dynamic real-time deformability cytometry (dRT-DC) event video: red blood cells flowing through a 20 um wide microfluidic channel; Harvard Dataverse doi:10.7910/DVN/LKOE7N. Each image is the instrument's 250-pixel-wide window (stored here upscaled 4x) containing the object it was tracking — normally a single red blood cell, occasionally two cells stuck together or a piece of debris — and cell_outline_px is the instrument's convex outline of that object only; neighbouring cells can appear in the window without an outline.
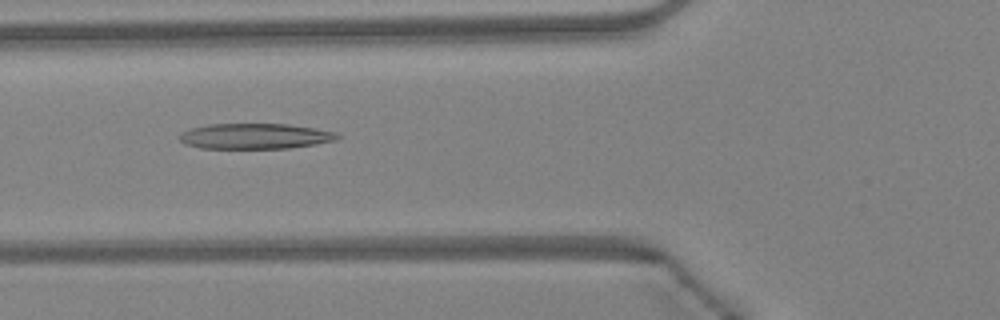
{"species": "Egyptian fruit bat (a non-hibernating species)", "species_latin": "Rousettus aegyptiacus", "temperature_condition": "warm", "stored_images_in_passage": 35, "camera_frame_rate_fps": 3000, "um_per_image_px": 0.085, "animal": {"sex": "female"}, "frame": {"image": 1, "passage_image": 6, "time_ms": 1.667, "image_size_px": [1000, 320], "cell_outline_px": [[340, 136], [336, 140], [316, 144], [288, 148], [200, 148], [184, 144], [180, 140], [180, 136], [184, 132], [192, 128], [208, 124], [288, 124], [316, 128], [340, 132]], "centroid_in_image_um": [21.74, 11.57], "position_along_channel_um": 104.1, "area_um2": 23.47}}
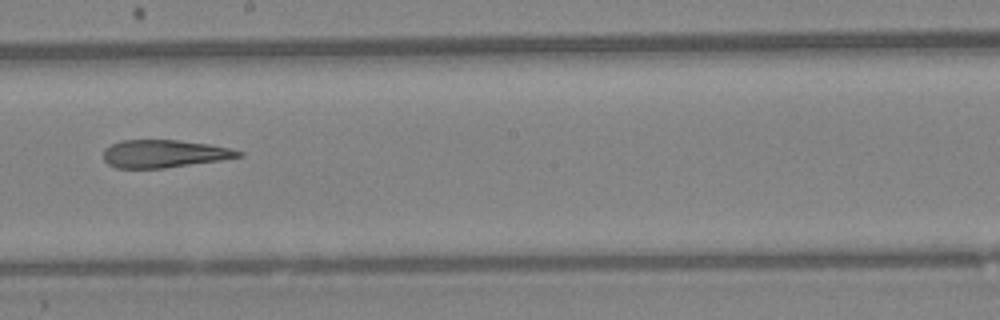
{"frame": {"image": 2, "passage_image": 15, "time_ms": 4.667, "image_size_px": [1000, 320], "cell_outline_px": [[244, 156], [220, 160], [164, 168], [116, 168], [108, 164], [104, 160], [104, 148], [120, 140], [176, 140], [208, 144], [232, 148], [244, 152]], "centroid_in_image_um": [13.96, 13.06], "position_along_channel_um": 234.2, "area_um2": 21.85}}
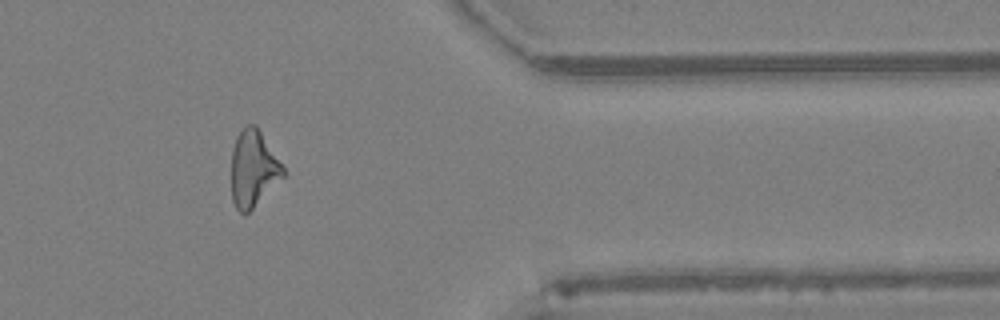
{"frame": {"image": 3, "passage_image": 27, "time_ms": 8.667, "image_size_px": [1000, 320], "cell_outline_px": [[284, 176], [244, 216], [236, 208], [232, 200], [232, 148], [236, 136], [248, 124], [256, 124], [284, 168]], "centroid_in_image_um": [21.51, 14.33], "position_along_channel_um": 389.9, "area_um2": 22.72}, "authors_computed_cell_mechanics": {"area_um2": 23.0622, "velocity_mm_per_s": 4.3551, "shape_relaxation_time_tau1_ms": null, "shape_relaxation_time_tau2_ms": 3.1209, "deformation_change_tau1": null, "deformation_change_tau2": 0.1601}}